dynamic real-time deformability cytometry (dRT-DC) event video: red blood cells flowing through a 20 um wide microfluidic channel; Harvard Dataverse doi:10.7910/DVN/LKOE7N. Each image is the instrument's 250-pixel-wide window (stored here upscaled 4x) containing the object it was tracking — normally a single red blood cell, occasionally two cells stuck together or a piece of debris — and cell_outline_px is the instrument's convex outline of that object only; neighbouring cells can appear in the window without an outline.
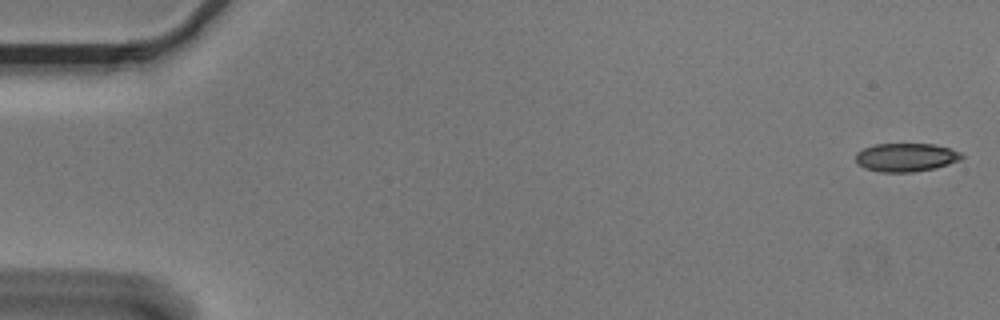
{"species": "Egyptian fruit bat (a non-hibernating species)", "species_latin": "Rousettus aegyptiacus", "temperature_condition": "cold", "stored_images_in_passage": 50, "camera_frame_rate_fps": 3000, "um_per_image_px": 0.085, "animal": {"sex": "male"}, "frame": {"image": 1, "passage_image": 1, "time_ms": 0.0, "image_size_px": [1000, 320], "cell_outline_px": [[964, 156], [960, 160], [936, 168], [912, 172], [880, 172], [864, 168], [856, 164], [856, 152], [864, 148], [876, 144], [932, 144], [948, 148], [960, 152]], "centroid_in_image_um": [76.98, 13.38], "position_along_channel_um": 8.0, "area_um2": 17.57}}
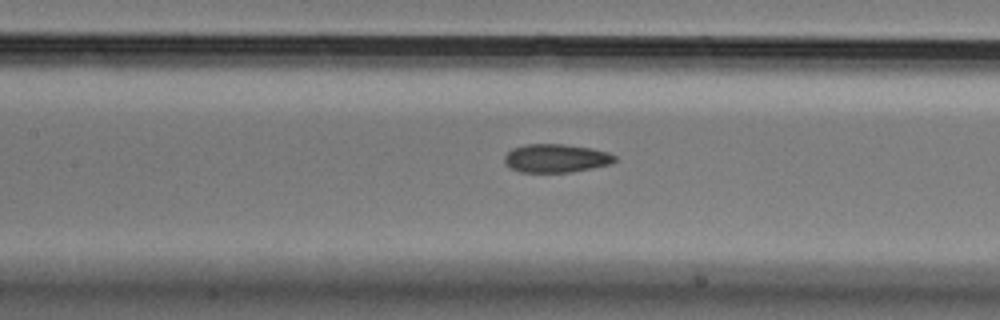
{"frame": {"image": 2, "passage_image": 25, "time_ms": 8.0, "image_size_px": [1000, 320], "cell_outline_px": [[616, 160], [612, 164], [572, 172], [520, 172], [508, 168], [504, 164], [504, 156], [512, 148], [524, 144], [564, 144], [592, 148], [608, 152], [616, 156]], "centroid_in_image_um": [47.24, 13.45], "position_along_channel_um": 160.2, "area_um2": 18.55}}
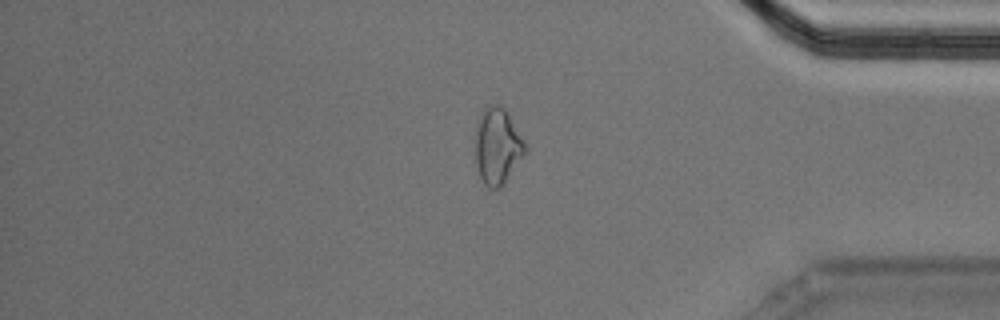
{"frame": {"image": 3, "passage_image": 46, "time_ms": 15.0, "image_size_px": [1000, 320], "cell_outline_px": [[528, 148], [504, 184], [500, 188], [488, 188], [484, 184], [480, 176], [476, 164], [476, 132], [480, 116], [484, 108], [496, 104], [500, 104], [508, 112], [524, 140]], "centroid_in_image_um": [42.3, 12.43], "position_along_channel_um": 392.9, "area_um2": 21.96}, "authors_computed_cell_mechanics": {"area_um2": 18.7272, "velocity_mm_per_s": 3.6507, "shape_relaxation_time_tau1_ms": 8.6366, "shape_relaxation_time_tau2_ms": 3.1658, "deformation_change_tau1": 0.1415, "deformation_change_tau2": 0.1043}}